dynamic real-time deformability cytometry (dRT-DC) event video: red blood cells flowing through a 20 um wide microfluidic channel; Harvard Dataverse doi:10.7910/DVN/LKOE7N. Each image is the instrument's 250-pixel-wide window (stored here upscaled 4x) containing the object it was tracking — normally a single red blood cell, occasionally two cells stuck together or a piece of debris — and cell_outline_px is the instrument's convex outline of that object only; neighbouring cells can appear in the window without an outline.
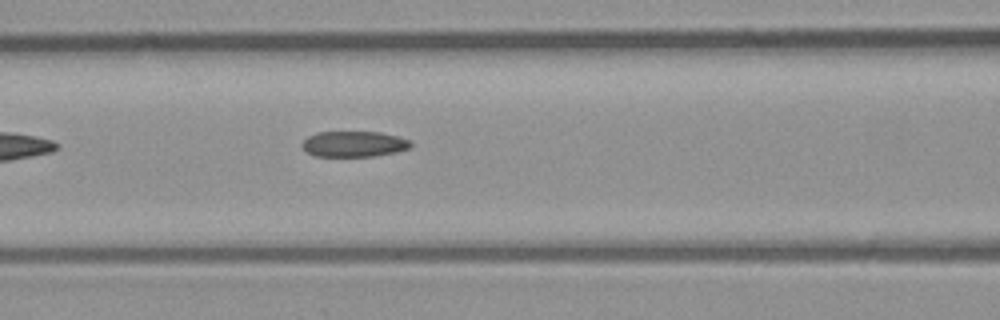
{"species": "common noctule bat (a hibernating species)", "species_latin": "Nyctalus noctula", "temperature_condition": "room temperature", "stored_images_in_passage": 6, "camera_frame_rate_fps": 3000, "um_per_image_px": 0.085, "animal": {"sex": "male", "body_mass_g": 23.1, "forearm_length_mm": 52.7}, "frame": {"image": 1, "passage_image": 6, "time_ms": 1.667, "image_size_px": [1000, 320], "cell_outline_px": [[412, 144], [408, 148], [396, 152], [372, 156], [316, 156], [308, 152], [300, 144], [308, 136], [316, 132], [380, 132], [396, 136], [408, 140]], "centroid_in_image_um": [30.05, 12.23], "position_along_channel_um": 136.6, "area_um2": 16.07}}